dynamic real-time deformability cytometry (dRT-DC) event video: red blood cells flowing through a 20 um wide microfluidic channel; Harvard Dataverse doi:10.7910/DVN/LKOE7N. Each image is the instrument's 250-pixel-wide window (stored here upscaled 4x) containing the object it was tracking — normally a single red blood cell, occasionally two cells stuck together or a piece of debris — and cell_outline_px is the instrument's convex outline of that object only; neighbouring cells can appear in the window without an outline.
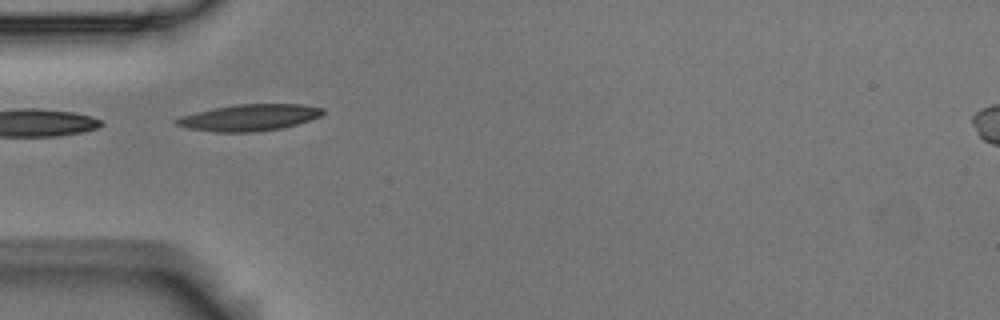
{"species": "Egyptian fruit bat (a non-hibernating species)", "species_latin": "Rousettus aegyptiacus", "temperature_condition": "room temperature", "stored_images_in_passage": 7, "camera_frame_rate_fps": 3000, "um_per_image_px": 0.085, "animal": {"sex": "male"}, "frame": {"image": 1, "passage_image": 2, "time_ms": 0.333, "image_size_px": [1000, 320], "cell_outline_px": [[324, 112], [320, 116], [296, 124], [280, 128], [252, 132], [216, 132], [184, 128], [176, 124], [172, 120], [180, 116], [212, 108], [236, 104], [304, 104], [324, 108]], "centroid_in_image_um": [21.14, 9.98], "position_along_channel_um": 63.9, "area_um2": 22.66}}
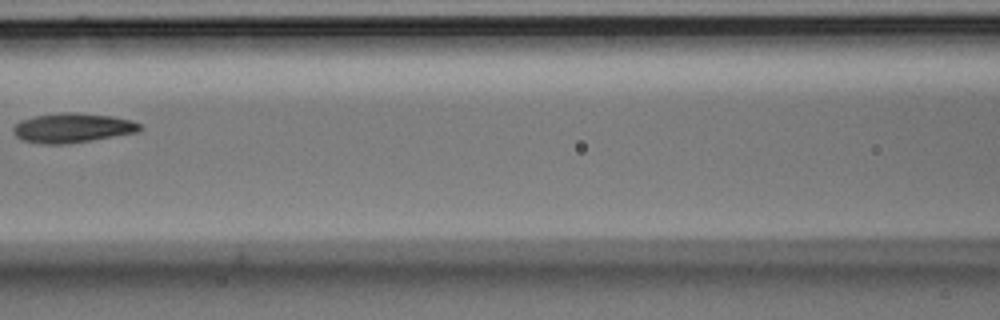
{"frame": {"image": 2, "passage_image": 4, "time_ms": 1.0, "image_size_px": [1000, 320], "cell_outline_px": [[144, 128], [136, 132], [64, 144], [44, 144], [20, 140], [12, 132], [12, 128], [20, 120], [36, 116], [60, 112], [76, 112], [112, 116], [132, 120], [140, 124]], "centroid_in_image_um": [6.12, 10.86], "position_along_channel_um": 160.5, "area_um2": 21.68}}
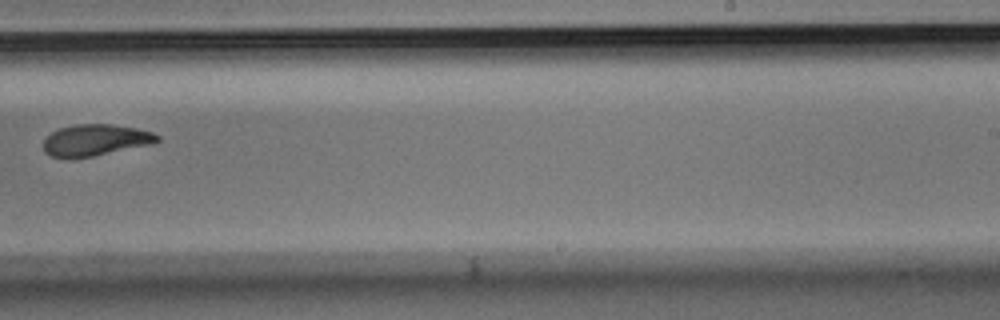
{"frame": {"image": 3, "passage_image": 7, "time_ms": 2.0, "image_size_px": [1000, 320], "cell_outline_px": [[160, 140], [152, 144], [92, 156], [52, 156], [44, 152], [44, 140], [52, 132], [60, 128], [76, 124], [112, 124], [136, 128], [152, 132], [160, 136]], "centroid_in_image_um": [8.16, 11.88], "position_along_channel_um": 280.8, "area_um2": 20.4}}